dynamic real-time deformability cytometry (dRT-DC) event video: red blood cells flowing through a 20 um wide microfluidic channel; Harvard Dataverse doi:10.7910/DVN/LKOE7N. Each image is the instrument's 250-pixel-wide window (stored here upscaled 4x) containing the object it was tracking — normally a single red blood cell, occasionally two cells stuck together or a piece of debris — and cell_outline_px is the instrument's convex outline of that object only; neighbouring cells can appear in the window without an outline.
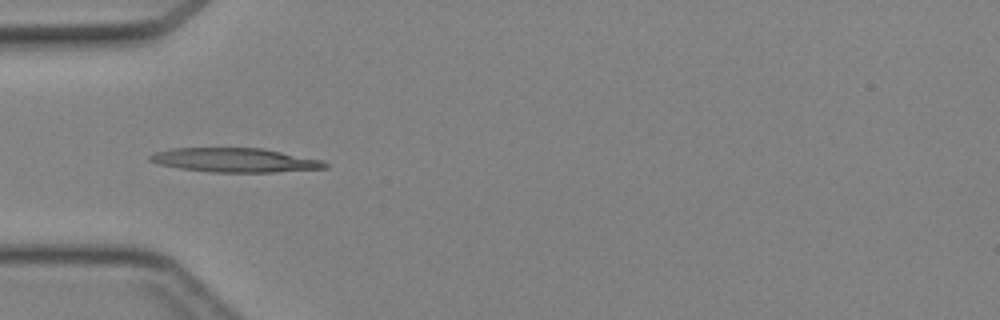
{"species": "Egyptian fruit bat (a non-hibernating species)", "species_latin": "Rousettus aegyptiacus", "temperature_condition": "cold", "stored_images_in_passage": 31, "camera_frame_rate_fps": 3000, "um_per_image_px": 0.085, "animal": {"sex": "female"}, "frame": {"image": 1, "passage_image": 1, "time_ms": 0.0, "image_size_px": [1000, 320], "cell_outline_px": [[328, 168], [272, 172], [212, 172], [180, 168], [160, 164], [148, 160], [148, 156], [156, 152], [172, 148], [260, 148], [324, 160], [328, 164]], "centroid_in_image_um": [19.99, 13.61], "position_along_channel_um": 65.0, "area_um2": 24.45}}
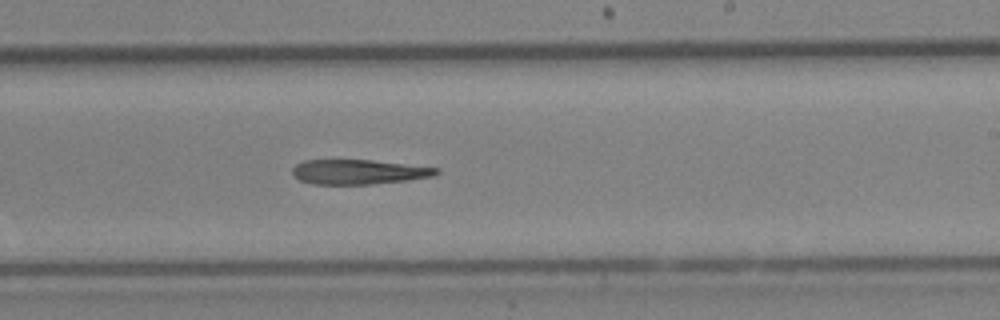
{"frame": {"image": 2, "passage_image": 14, "time_ms": 4.333, "image_size_px": [1000, 320], "cell_outline_px": [[440, 172], [436, 176], [408, 180], [372, 184], [312, 184], [300, 180], [292, 172], [292, 168], [296, 164], [304, 160], [372, 160], [440, 168]], "centroid_in_image_um": [30.52, 14.61], "position_along_channel_um": 258.5, "area_um2": 20.75}}
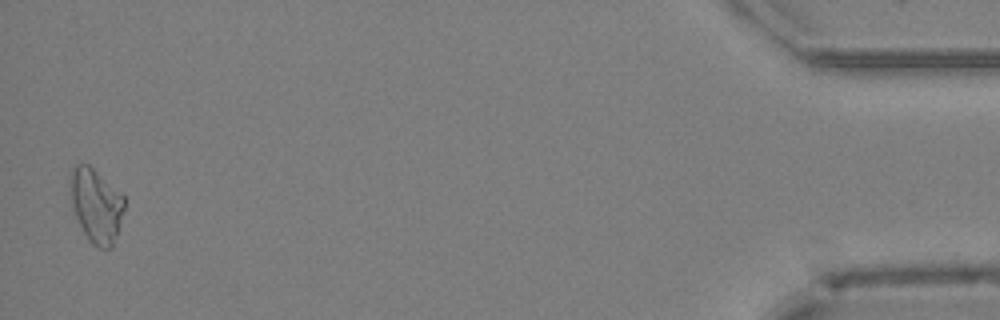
{"frame": {"image": 3, "passage_image": 31, "time_ms": 10.0, "image_size_px": [1000, 320], "cell_outline_px": [[124, 208], [112, 248], [100, 248], [92, 244], [88, 240], [76, 216], [72, 200], [68, 176], [72, 168], [76, 164], [88, 164], [124, 196]], "centroid_in_image_um": [8.15, 17.44], "position_along_channel_um": 427.0, "area_um2": 22.89}}